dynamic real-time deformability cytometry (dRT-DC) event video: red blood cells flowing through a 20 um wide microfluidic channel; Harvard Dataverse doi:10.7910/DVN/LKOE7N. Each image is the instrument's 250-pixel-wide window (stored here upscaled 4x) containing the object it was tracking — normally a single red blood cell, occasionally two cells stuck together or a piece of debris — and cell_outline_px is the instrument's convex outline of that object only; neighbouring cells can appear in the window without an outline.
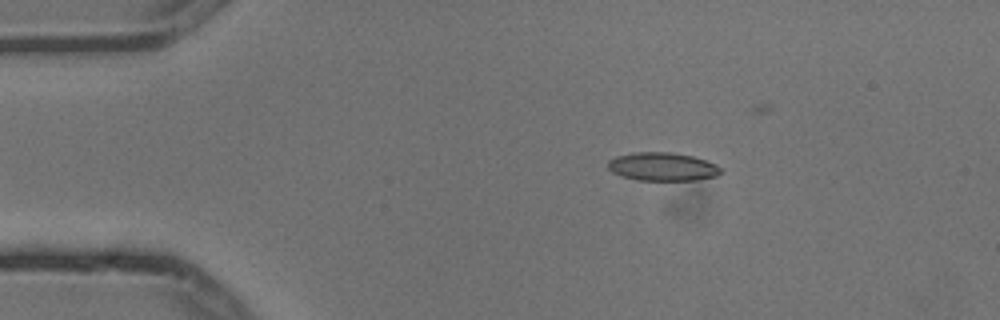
{"species": "common noctule bat (a hibernating species)", "species_latin": "Nyctalus noctula", "temperature_condition": "cold", "stored_images_in_passage": 6, "camera_frame_rate_fps": 3000, "um_per_image_px": 0.085, "animal": {"sex": "male", "body_mass_g": 13.3}, "frame": {"image": 1, "passage_image": 1, "time_ms": 0.0, "image_size_px": [1000, 320], "cell_outline_px": [[724, 172], [716, 176], [696, 180], [636, 180], [612, 172], [608, 168], [608, 160], [616, 156], [632, 152], [672, 152], [692, 156], [716, 164], [724, 168]], "centroid_in_image_um": [56.34, 14.16], "position_along_channel_um": 28.7, "area_um2": 18.79}}
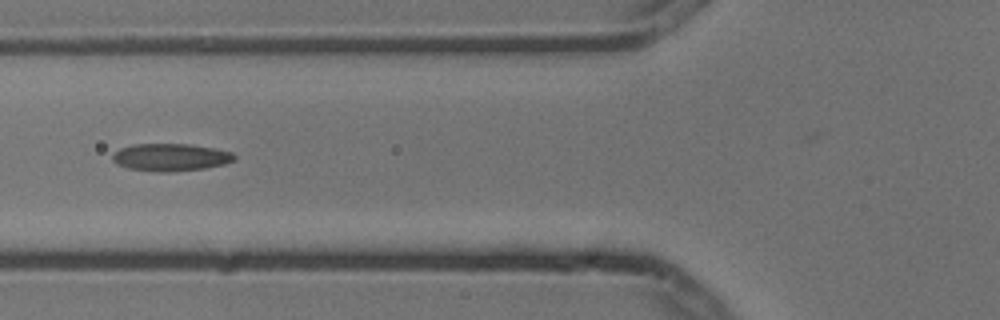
{"frame": {"image": 2, "passage_image": 4, "time_ms": 1.0, "image_size_px": [1000, 320], "cell_outline_px": [[236, 160], [224, 164], [204, 168], [172, 172], [156, 172], [128, 168], [116, 164], [112, 160], [112, 156], [120, 148], [132, 144], [188, 144], [212, 148], [232, 152], [236, 156]], "centroid_in_image_um": [14.49, 13.37], "position_along_channel_um": 111.3, "area_um2": 19.54}}
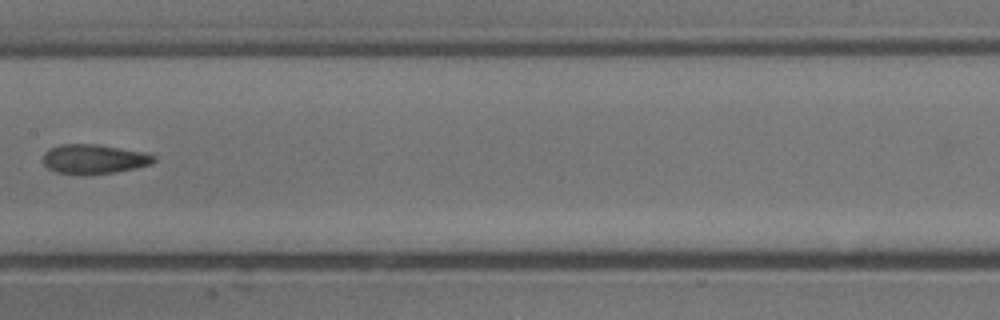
{"frame": {"image": 3, "passage_image": 6, "time_ms": 1.667, "image_size_px": [1000, 320], "cell_outline_px": [[156, 160], [152, 164], [136, 168], [116, 172], [56, 172], [48, 168], [44, 164], [44, 152], [48, 148], [60, 144], [96, 144], [144, 152], [156, 156]], "centroid_in_image_um": [8.02, 13.48], "position_along_channel_um": 199.4, "area_um2": 18.5}}